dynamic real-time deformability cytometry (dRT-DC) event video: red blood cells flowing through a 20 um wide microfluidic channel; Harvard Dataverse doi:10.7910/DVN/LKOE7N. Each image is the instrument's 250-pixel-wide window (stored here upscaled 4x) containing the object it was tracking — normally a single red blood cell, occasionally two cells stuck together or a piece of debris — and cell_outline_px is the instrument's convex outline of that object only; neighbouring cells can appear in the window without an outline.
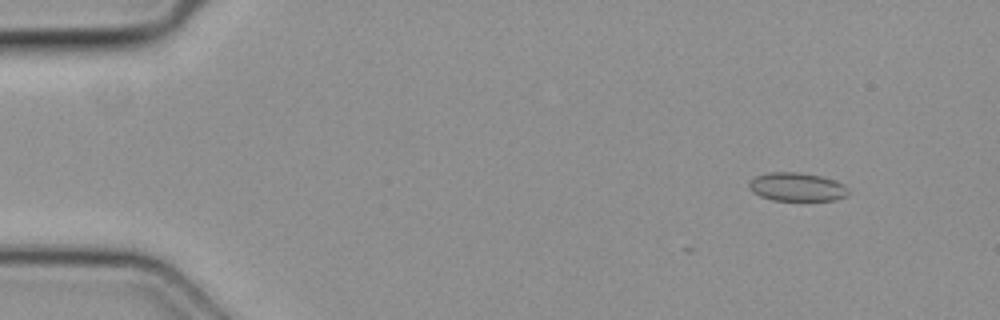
{"species": "common noctule bat (a hibernating species)", "species_latin": "Nyctalus noctula", "temperature_condition": "cold", "stored_images_in_passage": 5, "camera_frame_rate_fps": 3000, "um_per_image_px": 0.085, "animal": {"sex": "female", "body_mass_g": 19.3, "forearm_length_mm": 54.1}, "frame": {"image": 1, "passage_image": 1, "time_ms": 0.0, "image_size_px": [1000, 320], "cell_outline_px": [[848, 196], [836, 200], [772, 200], [760, 196], [752, 192], [748, 184], [756, 176], [768, 172], [800, 172], [820, 176], [836, 180], [844, 184], [848, 188]], "centroid_in_image_um": [67.77, 15.89], "position_along_channel_um": 17.2, "area_um2": 16.59}}
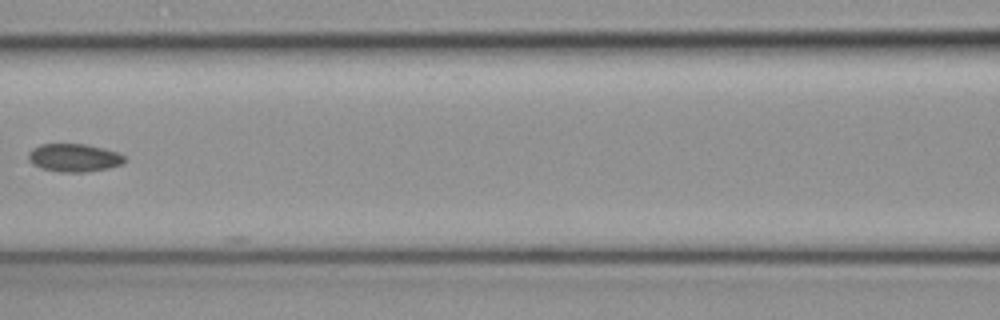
{"frame": {"image": 2, "passage_image": 5, "time_ms": 1.333, "image_size_px": [1000, 320], "cell_outline_px": [[124, 164], [108, 168], [84, 172], [60, 172], [40, 168], [32, 164], [28, 160], [28, 152], [32, 148], [40, 144], [88, 144], [104, 148], [116, 152], [124, 156]], "centroid_in_image_um": [6.26, 13.4], "position_along_channel_um": 160.3, "area_um2": 15.84}}